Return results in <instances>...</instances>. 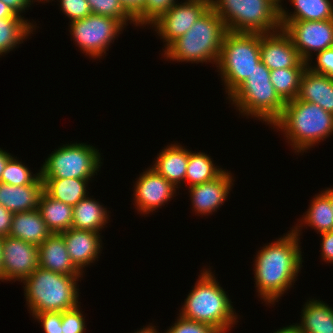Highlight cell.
Listing matches in <instances>:
<instances>
[{"instance_id":"27","label":"cell","mask_w":333,"mask_h":333,"mask_svg":"<svg viewBox=\"0 0 333 333\" xmlns=\"http://www.w3.org/2000/svg\"><path fill=\"white\" fill-rule=\"evenodd\" d=\"M38 209L52 233L60 234L72 227L73 207L53 199L45 191L40 196Z\"/></svg>"},{"instance_id":"37","label":"cell","mask_w":333,"mask_h":333,"mask_svg":"<svg viewBox=\"0 0 333 333\" xmlns=\"http://www.w3.org/2000/svg\"><path fill=\"white\" fill-rule=\"evenodd\" d=\"M164 333H219L211 325L177 317L174 324Z\"/></svg>"},{"instance_id":"50","label":"cell","mask_w":333,"mask_h":333,"mask_svg":"<svg viewBox=\"0 0 333 333\" xmlns=\"http://www.w3.org/2000/svg\"><path fill=\"white\" fill-rule=\"evenodd\" d=\"M272 1H274L279 7L283 5V3L281 4L283 0H272Z\"/></svg>"},{"instance_id":"29","label":"cell","mask_w":333,"mask_h":333,"mask_svg":"<svg viewBox=\"0 0 333 333\" xmlns=\"http://www.w3.org/2000/svg\"><path fill=\"white\" fill-rule=\"evenodd\" d=\"M36 26L30 20L24 19V16L0 19V57L10 53L34 34Z\"/></svg>"},{"instance_id":"47","label":"cell","mask_w":333,"mask_h":333,"mask_svg":"<svg viewBox=\"0 0 333 333\" xmlns=\"http://www.w3.org/2000/svg\"><path fill=\"white\" fill-rule=\"evenodd\" d=\"M133 333H160L158 332V330L156 329V326H153L152 323H150L149 325L147 326H143L142 329L140 330H137Z\"/></svg>"},{"instance_id":"16","label":"cell","mask_w":333,"mask_h":333,"mask_svg":"<svg viewBox=\"0 0 333 333\" xmlns=\"http://www.w3.org/2000/svg\"><path fill=\"white\" fill-rule=\"evenodd\" d=\"M234 181L233 174L224 169L214 180L188 187L195 215L208 216L217 212L227 200Z\"/></svg>"},{"instance_id":"24","label":"cell","mask_w":333,"mask_h":333,"mask_svg":"<svg viewBox=\"0 0 333 333\" xmlns=\"http://www.w3.org/2000/svg\"><path fill=\"white\" fill-rule=\"evenodd\" d=\"M300 316V323L295 324L301 333H333V308L325 301L309 298Z\"/></svg>"},{"instance_id":"22","label":"cell","mask_w":333,"mask_h":333,"mask_svg":"<svg viewBox=\"0 0 333 333\" xmlns=\"http://www.w3.org/2000/svg\"><path fill=\"white\" fill-rule=\"evenodd\" d=\"M51 234L38 208L14 213L9 236L39 246Z\"/></svg>"},{"instance_id":"41","label":"cell","mask_w":333,"mask_h":333,"mask_svg":"<svg viewBox=\"0 0 333 333\" xmlns=\"http://www.w3.org/2000/svg\"><path fill=\"white\" fill-rule=\"evenodd\" d=\"M14 213L8 211L0 205V237L4 238L9 235Z\"/></svg>"},{"instance_id":"36","label":"cell","mask_w":333,"mask_h":333,"mask_svg":"<svg viewBox=\"0 0 333 333\" xmlns=\"http://www.w3.org/2000/svg\"><path fill=\"white\" fill-rule=\"evenodd\" d=\"M54 0H50L52 2ZM60 10L69 18V23L92 14L87 0H57Z\"/></svg>"},{"instance_id":"19","label":"cell","mask_w":333,"mask_h":333,"mask_svg":"<svg viewBox=\"0 0 333 333\" xmlns=\"http://www.w3.org/2000/svg\"><path fill=\"white\" fill-rule=\"evenodd\" d=\"M188 158L189 149L175 142L165 146L157 154L151 168L169 181L176 189H179L185 183Z\"/></svg>"},{"instance_id":"2","label":"cell","mask_w":333,"mask_h":333,"mask_svg":"<svg viewBox=\"0 0 333 333\" xmlns=\"http://www.w3.org/2000/svg\"><path fill=\"white\" fill-rule=\"evenodd\" d=\"M212 268L202 269L198 280L184 300L181 317L211 325L219 333H228L238 322L228 292L221 287Z\"/></svg>"},{"instance_id":"28","label":"cell","mask_w":333,"mask_h":333,"mask_svg":"<svg viewBox=\"0 0 333 333\" xmlns=\"http://www.w3.org/2000/svg\"><path fill=\"white\" fill-rule=\"evenodd\" d=\"M44 191L53 199L74 207L81 199L88 196L89 181L94 179L62 178L42 179Z\"/></svg>"},{"instance_id":"44","label":"cell","mask_w":333,"mask_h":333,"mask_svg":"<svg viewBox=\"0 0 333 333\" xmlns=\"http://www.w3.org/2000/svg\"><path fill=\"white\" fill-rule=\"evenodd\" d=\"M9 17H20L16 15L2 0H0V19Z\"/></svg>"},{"instance_id":"43","label":"cell","mask_w":333,"mask_h":333,"mask_svg":"<svg viewBox=\"0 0 333 333\" xmlns=\"http://www.w3.org/2000/svg\"><path fill=\"white\" fill-rule=\"evenodd\" d=\"M11 10L20 17L36 0H2ZM22 15V16H21Z\"/></svg>"},{"instance_id":"14","label":"cell","mask_w":333,"mask_h":333,"mask_svg":"<svg viewBox=\"0 0 333 333\" xmlns=\"http://www.w3.org/2000/svg\"><path fill=\"white\" fill-rule=\"evenodd\" d=\"M133 187L134 206L144 216L162 208L177 193L176 188L151 166L139 174Z\"/></svg>"},{"instance_id":"1","label":"cell","mask_w":333,"mask_h":333,"mask_svg":"<svg viewBox=\"0 0 333 333\" xmlns=\"http://www.w3.org/2000/svg\"><path fill=\"white\" fill-rule=\"evenodd\" d=\"M299 244L300 237L291 229L257 251L253 261L254 282L258 297L265 304L271 306L280 301V297L297 281L304 261Z\"/></svg>"},{"instance_id":"48","label":"cell","mask_w":333,"mask_h":333,"mask_svg":"<svg viewBox=\"0 0 333 333\" xmlns=\"http://www.w3.org/2000/svg\"><path fill=\"white\" fill-rule=\"evenodd\" d=\"M322 191L330 198V203H331L332 210H333V187L332 188H325Z\"/></svg>"},{"instance_id":"46","label":"cell","mask_w":333,"mask_h":333,"mask_svg":"<svg viewBox=\"0 0 333 333\" xmlns=\"http://www.w3.org/2000/svg\"><path fill=\"white\" fill-rule=\"evenodd\" d=\"M273 333H301V331L300 328L295 323H293L289 326L286 325V327L283 326L278 330L276 329V331Z\"/></svg>"},{"instance_id":"5","label":"cell","mask_w":333,"mask_h":333,"mask_svg":"<svg viewBox=\"0 0 333 333\" xmlns=\"http://www.w3.org/2000/svg\"><path fill=\"white\" fill-rule=\"evenodd\" d=\"M82 277L64 275L42 267L35 269L22 282L29 313L63 312L80 305L77 283Z\"/></svg>"},{"instance_id":"49","label":"cell","mask_w":333,"mask_h":333,"mask_svg":"<svg viewBox=\"0 0 333 333\" xmlns=\"http://www.w3.org/2000/svg\"><path fill=\"white\" fill-rule=\"evenodd\" d=\"M0 281H2V238L0 237Z\"/></svg>"},{"instance_id":"31","label":"cell","mask_w":333,"mask_h":333,"mask_svg":"<svg viewBox=\"0 0 333 333\" xmlns=\"http://www.w3.org/2000/svg\"><path fill=\"white\" fill-rule=\"evenodd\" d=\"M306 68H282L270 71V81L286 103L298 96L301 76Z\"/></svg>"},{"instance_id":"25","label":"cell","mask_w":333,"mask_h":333,"mask_svg":"<svg viewBox=\"0 0 333 333\" xmlns=\"http://www.w3.org/2000/svg\"><path fill=\"white\" fill-rule=\"evenodd\" d=\"M293 6V13L280 7L281 28L292 21H321L333 19V0H288ZM292 13V14H291Z\"/></svg>"},{"instance_id":"32","label":"cell","mask_w":333,"mask_h":333,"mask_svg":"<svg viewBox=\"0 0 333 333\" xmlns=\"http://www.w3.org/2000/svg\"><path fill=\"white\" fill-rule=\"evenodd\" d=\"M24 164L25 163L12 155L4 167L0 182L12 186L34 184L41 177L40 169L38 173L33 174L27 165L25 166Z\"/></svg>"},{"instance_id":"26","label":"cell","mask_w":333,"mask_h":333,"mask_svg":"<svg viewBox=\"0 0 333 333\" xmlns=\"http://www.w3.org/2000/svg\"><path fill=\"white\" fill-rule=\"evenodd\" d=\"M109 212L104 205L93 198V195L92 198L86 196L73 207L71 228L100 232L110 221Z\"/></svg>"},{"instance_id":"17","label":"cell","mask_w":333,"mask_h":333,"mask_svg":"<svg viewBox=\"0 0 333 333\" xmlns=\"http://www.w3.org/2000/svg\"><path fill=\"white\" fill-rule=\"evenodd\" d=\"M60 234L64 238L72 262L85 274L83 271L85 266H90L101 255V249H103L101 233L70 228Z\"/></svg>"},{"instance_id":"33","label":"cell","mask_w":333,"mask_h":333,"mask_svg":"<svg viewBox=\"0 0 333 333\" xmlns=\"http://www.w3.org/2000/svg\"><path fill=\"white\" fill-rule=\"evenodd\" d=\"M87 2L92 14L114 18L125 27L128 23L135 26L134 19L124 10L119 0H87Z\"/></svg>"},{"instance_id":"12","label":"cell","mask_w":333,"mask_h":333,"mask_svg":"<svg viewBox=\"0 0 333 333\" xmlns=\"http://www.w3.org/2000/svg\"><path fill=\"white\" fill-rule=\"evenodd\" d=\"M177 2L165 14L161 15L150 27L163 39V52L203 15L210 4L204 0H184Z\"/></svg>"},{"instance_id":"23","label":"cell","mask_w":333,"mask_h":333,"mask_svg":"<svg viewBox=\"0 0 333 333\" xmlns=\"http://www.w3.org/2000/svg\"><path fill=\"white\" fill-rule=\"evenodd\" d=\"M302 216L301 219H298L299 224L292 227L299 237L302 234V228L306 226L314 229L317 234L333 230V210L330 198L323 191L312 198L307 211Z\"/></svg>"},{"instance_id":"30","label":"cell","mask_w":333,"mask_h":333,"mask_svg":"<svg viewBox=\"0 0 333 333\" xmlns=\"http://www.w3.org/2000/svg\"><path fill=\"white\" fill-rule=\"evenodd\" d=\"M205 152L189 150L185 181L191 187L209 182L218 177L224 170L214 163L213 158ZM216 165V166H215Z\"/></svg>"},{"instance_id":"45","label":"cell","mask_w":333,"mask_h":333,"mask_svg":"<svg viewBox=\"0 0 333 333\" xmlns=\"http://www.w3.org/2000/svg\"><path fill=\"white\" fill-rule=\"evenodd\" d=\"M11 153L6 152L5 150L0 148V181H1V176L4 170V167L8 161V159L11 157Z\"/></svg>"},{"instance_id":"21","label":"cell","mask_w":333,"mask_h":333,"mask_svg":"<svg viewBox=\"0 0 333 333\" xmlns=\"http://www.w3.org/2000/svg\"><path fill=\"white\" fill-rule=\"evenodd\" d=\"M43 191L44 182L41 177L34 184L24 186L0 182V205L12 213L32 211L38 208Z\"/></svg>"},{"instance_id":"10","label":"cell","mask_w":333,"mask_h":333,"mask_svg":"<svg viewBox=\"0 0 333 333\" xmlns=\"http://www.w3.org/2000/svg\"><path fill=\"white\" fill-rule=\"evenodd\" d=\"M71 41L89 58L98 59L108 51L109 46L125 26L118 20L102 15L90 14L87 17L73 21L69 25ZM123 30V31H122Z\"/></svg>"},{"instance_id":"6","label":"cell","mask_w":333,"mask_h":333,"mask_svg":"<svg viewBox=\"0 0 333 333\" xmlns=\"http://www.w3.org/2000/svg\"><path fill=\"white\" fill-rule=\"evenodd\" d=\"M226 100L237 107L235 109L240 115L265 122L270 128L280 118L285 107V102L270 81V70L261 61Z\"/></svg>"},{"instance_id":"18","label":"cell","mask_w":333,"mask_h":333,"mask_svg":"<svg viewBox=\"0 0 333 333\" xmlns=\"http://www.w3.org/2000/svg\"><path fill=\"white\" fill-rule=\"evenodd\" d=\"M39 267L71 276H84L69 257L64 238L52 233L38 246Z\"/></svg>"},{"instance_id":"4","label":"cell","mask_w":333,"mask_h":333,"mask_svg":"<svg viewBox=\"0 0 333 333\" xmlns=\"http://www.w3.org/2000/svg\"><path fill=\"white\" fill-rule=\"evenodd\" d=\"M227 28L210 7L163 53L166 61L217 64Z\"/></svg>"},{"instance_id":"20","label":"cell","mask_w":333,"mask_h":333,"mask_svg":"<svg viewBox=\"0 0 333 333\" xmlns=\"http://www.w3.org/2000/svg\"><path fill=\"white\" fill-rule=\"evenodd\" d=\"M297 99L315 103L333 114V78L306 67L301 76Z\"/></svg>"},{"instance_id":"38","label":"cell","mask_w":333,"mask_h":333,"mask_svg":"<svg viewBox=\"0 0 333 333\" xmlns=\"http://www.w3.org/2000/svg\"><path fill=\"white\" fill-rule=\"evenodd\" d=\"M31 316L41 323L44 333H62V312H42Z\"/></svg>"},{"instance_id":"40","label":"cell","mask_w":333,"mask_h":333,"mask_svg":"<svg viewBox=\"0 0 333 333\" xmlns=\"http://www.w3.org/2000/svg\"><path fill=\"white\" fill-rule=\"evenodd\" d=\"M320 236L322 260L333 264V230L320 233Z\"/></svg>"},{"instance_id":"34","label":"cell","mask_w":333,"mask_h":333,"mask_svg":"<svg viewBox=\"0 0 333 333\" xmlns=\"http://www.w3.org/2000/svg\"><path fill=\"white\" fill-rule=\"evenodd\" d=\"M177 2L178 0H145L143 10L134 18L135 27H149Z\"/></svg>"},{"instance_id":"3","label":"cell","mask_w":333,"mask_h":333,"mask_svg":"<svg viewBox=\"0 0 333 333\" xmlns=\"http://www.w3.org/2000/svg\"><path fill=\"white\" fill-rule=\"evenodd\" d=\"M272 126L283 133L288 145L299 155L333 135V114L296 98L285 103L280 118Z\"/></svg>"},{"instance_id":"8","label":"cell","mask_w":333,"mask_h":333,"mask_svg":"<svg viewBox=\"0 0 333 333\" xmlns=\"http://www.w3.org/2000/svg\"><path fill=\"white\" fill-rule=\"evenodd\" d=\"M210 7L227 31L264 34L281 29L280 7L272 0H213Z\"/></svg>"},{"instance_id":"51","label":"cell","mask_w":333,"mask_h":333,"mask_svg":"<svg viewBox=\"0 0 333 333\" xmlns=\"http://www.w3.org/2000/svg\"><path fill=\"white\" fill-rule=\"evenodd\" d=\"M45 1H46V2H49V0H36V2H39V3H40V2L46 3Z\"/></svg>"},{"instance_id":"11","label":"cell","mask_w":333,"mask_h":333,"mask_svg":"<svg viewBox=\"0 0 333 333\" xmlns=\"http://www.w3.org/2000/svg\"><path fill=\"white\" fill-rule=\"evenodd\" d=\"M282 29L290 36L301 59L313 63V52L317 54L333 47V19L321 21L287 22Z\"/></svg>"},{"instance_id":"52","label":"cell","mask_w":333,"mask_h":333,"mask_svg":"<svg viewBox=\"0 0 333 333\" xmlns=\"http://www.w3.org/2000/svg\"><path fill=\"white\" fill-rule=\"evenodd\" d=\"M204 1H207L209 4L213 2V0H204Z\"/></svg>"},{"instance_id":"9","label":"cell","mask_w":333,"mask_h":333,"mask_svg":"<svg viewBox=\"0 0 333 333\" xmlns=\"http://www.w3.org/2000/svg\"><path fill=\"white\" fill-rule=\"evenodd\" d=\"M101 153L93 145L71 141L52 151L40 167L42 179H91L103 162Z\"/></svg>"},{"instance_id":"42","label":"cell","mask_w":333,"mask_h":333,"mask_svg":"<svg viewBox=\"0 0 333 333\" xmlns=\"http://www.w3.org/2000/svg\"><path fill=\"white\" fill-rule=\"evenodd\" d=\"M124 10L134 19L142 10L145 0H119Z\"/></svg>"},{"instance_id":"35","label":"cell","mask_w":333,"mask_h":333,"mask_svg":"<svg viewBox=\"0 0 333 333\" xmlns=\"http://www.w3.org/2000/svg\"><path fill=\"white\" fill-rule=\"evenodd\" d=\"M79 307L62 312V333H86V316Z\"/></svg>"},{"instance_id":"7","label":"cell","mask_w":333,"mask_h":333,"mask_svg":"<svg viewBox=\"0 0 333 333\" xmlns=\"http://www.w3.org/2000/svg\"><path fill=\"white\" fill-rule=\"evenodd\" d=\"M260 61V33L227 31L216 67L228 97Z\"/></svg>"},{"instance_id":"39","label":"cell","mask_w":333,"mask_h":333,"mask_svg":"<svg viewBox=\"0 0 333 333\" xmlns=\"http://www.w3.org/2000/svg\"><path fill=\"white\" fill-rule=\"evenodd\" d=\"M307 68L313 72L325 74L330 78H333V47L318 52L313 66L307 64Z\"/></svg>"},{"instance_id":"15","label":"cell","mask_w":333,"mask_h":333,"mask_svg":"<svg viewBox=\"0 0 333 333\" xmlns=\"http://www.w3.org/2000/svg\"><path fill=\"white\" fill-rule=\"evenodd\" d=\"M260 60L270 71L307 67V62L301 59L290 36L282 28L260 34Z\"/></svg>"},{"instance_id":"13","label":"cell","mask_w":333,"mask_h":333,"mask_svg":"<svg viewBox=\"0 0 333 333\" xmlns=\"http://www.w3.org/2000/svg\"><path fill=\"white\" fill-rule=\"evenodd\" d=\"M39 267L38 246L19 238H2V282H23Z\"/></svg>"}]
</instances>
